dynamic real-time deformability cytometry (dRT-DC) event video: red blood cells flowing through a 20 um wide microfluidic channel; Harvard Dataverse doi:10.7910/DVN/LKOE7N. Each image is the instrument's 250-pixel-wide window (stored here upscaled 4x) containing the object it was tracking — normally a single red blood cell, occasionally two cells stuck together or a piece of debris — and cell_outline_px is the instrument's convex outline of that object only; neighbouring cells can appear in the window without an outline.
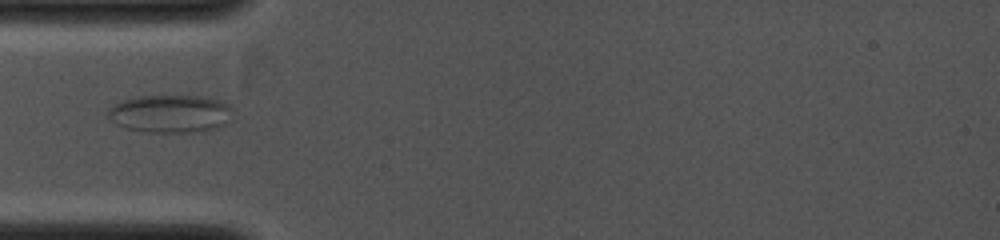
{"species": "common noctule bat (a hibernating species)", "species_latin": "Nyctalus noctula", "temperature_condition": "cold", "stored_images_in_passage": 1, "camera_frame_rate_fps": 4000, "um_per_image_px": 0.085, "animal": {"sex": "female", "body_mass_g": 19.0, "forearm_length_mm": 53.3}, "frame": {"image": 1, "passage_image": 1, "time_ms": 0.0, "image_size_px": [1000, 240], "cell_outline_px": [[232, 108], [224, 124], [216, 128], [188, 132], [148, 132], [128, 128], [116, 124], [108, 116], [108, 108], [124, 100], [140, 96], [200, 96], [220, 100]], "centroid_in_image_um": [14.44, 9.66], "position_along_channel_um": 70.6, "area_um2": 26.93}}